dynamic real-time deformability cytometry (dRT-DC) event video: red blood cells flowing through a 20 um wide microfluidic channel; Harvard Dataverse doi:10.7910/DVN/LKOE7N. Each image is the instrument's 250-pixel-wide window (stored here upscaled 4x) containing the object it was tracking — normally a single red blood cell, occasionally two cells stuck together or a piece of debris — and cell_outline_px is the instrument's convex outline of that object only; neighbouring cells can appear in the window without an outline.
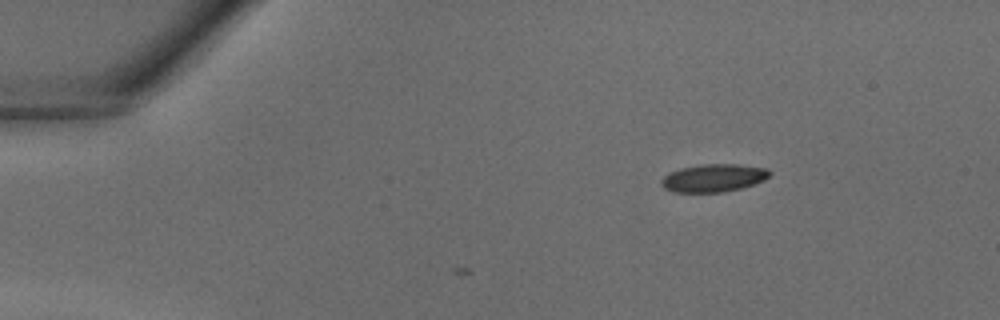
{"species": "common noctule bat (a hibernating species)", "species_latin": "Nyctalus noctula", "temperature_condition": "warm", "stored_images_in_passage": 3, "camera_frame_rate_fps": 3000, "um_per_image_px": 0.085, "animal": {"sex": "male", "body_mass_g": 18.8}, "frame": {"image": 1, "passage_image": 1, "time_ms": 0.0, "image_size_px": [1000, 320], "cell_outline_px": [[772, 172], [764, 180], [740, 188], [724, 192], [676, 192], [664, 188], [660, 184], [660, 180], [668, 172], [680, 168], [700, 164], [736, 164], [768, 168]], "centroid_in_image_um": [60.62, 15.11], "position_along_channel_um": 24.4, "area_um2": 17.63}}